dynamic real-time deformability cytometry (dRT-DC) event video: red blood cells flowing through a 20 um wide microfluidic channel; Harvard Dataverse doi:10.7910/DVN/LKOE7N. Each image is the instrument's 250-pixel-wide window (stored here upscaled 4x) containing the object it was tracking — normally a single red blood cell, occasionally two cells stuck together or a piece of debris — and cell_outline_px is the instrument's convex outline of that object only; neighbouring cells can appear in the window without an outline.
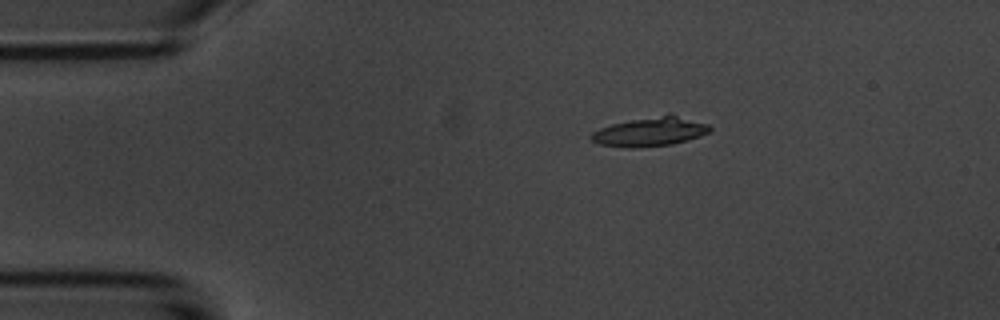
{"species": "common noctule bat (a hibernating species)", "species_latin": "Nyctalus noctula", "temperature_condition": "room temperature", "stored_images_in_passage": 46, "camera_frame_rate_fps": 3000, "um_per_image_px": 0.085, "animal": {"sex": "male", "body_mass_g": 20.1, "forearm_length_mm": 53.5}, "frame": {"image": 1, "passage_image": 2, "time_ms": 0.333, "image_size_px": [1000, 320], "cell_outline_px": [[712, 128], [708, 132], [700, 136], [688, 140], [672, 144], [632, 148], [628, 148], [600, 144], [592, 140], [588, 136], [592, 132], [600, 128], [612, 124], [668, 112], [672, 112], [708, 124]], "centroid_in_image_um": [55.3, 11.16], "position_along_channel_um": 29.7, "area_um2": 20.46}}
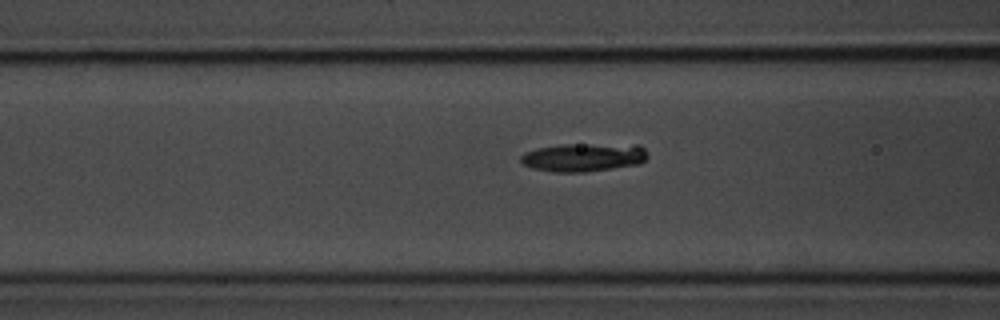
{"frame": {"image": 2, "passage_image": 13, "time_ms": 4.0, "image_size_px": [1000, 320], "cell_outline_px": [[648, 156], [640, 164], [584, 172], [552, 172], [532, 168], [524, 164], [520, 160], [520, 156], [524, 152], [536, 148], [564, 144], [640, 144], [644, 148]], "centroid_in_image_um": [49.61, 13.36], "position_along_channel_um": 117.0, "area_um2": 21.15}}
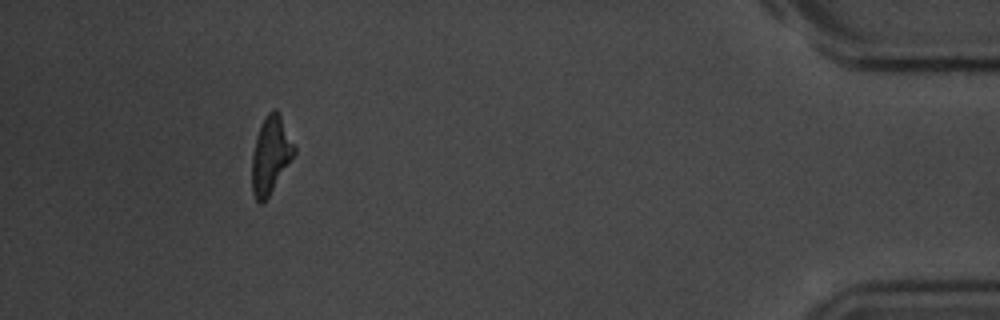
{"frame": {"image": 3, "passage_image": 42, "time_ms": 13.667, "image_size_px": [1000, 320], "cell_outline_px": [[296, 152], [268, 196], [260, 204], [256, 200], [252, 192], [252, 152], [256, 136], [268, 112], [272, 108], [276, 108], [296, 148]], "centroid_in_image_um": [22.99, 13.17], "position_along_channel_um": 412.2, "area_um2": 18.55}}